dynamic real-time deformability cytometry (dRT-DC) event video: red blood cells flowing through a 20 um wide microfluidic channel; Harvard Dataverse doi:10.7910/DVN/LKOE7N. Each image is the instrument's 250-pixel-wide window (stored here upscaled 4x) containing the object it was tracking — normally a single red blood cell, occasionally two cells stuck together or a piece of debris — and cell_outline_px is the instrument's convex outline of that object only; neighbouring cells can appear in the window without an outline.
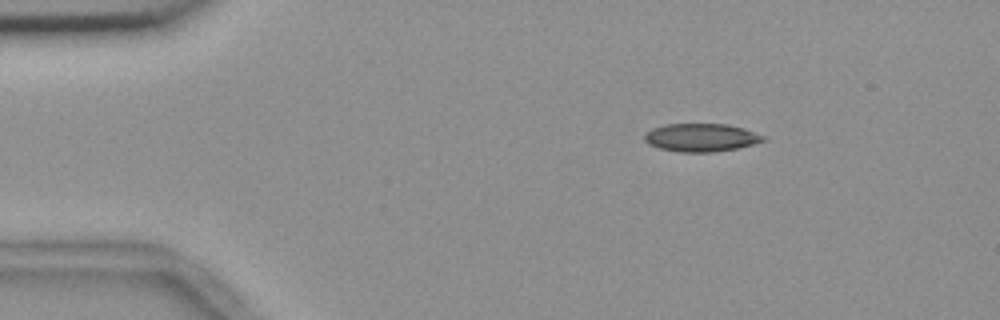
{"species": "common noctule bat (a hibernating species)", "species_latin": "Nyctalus noctula", "temperature_condition": "room temperature", "stored_images_in_passage": 47, "camera_frame_rate_fps": 3000, "um_per_image_px": 0.085, "animal": {"sex": "female", "body_mass_g": 18.4}, "frame": {"image": 1, "passage_image": 1, "time_ms": 0.0, "image_size_px": [1000, 320], "cell_outline_px": [[768, 140], [736, 148], [712, 152], [680, 152], [660, 148], [648, 144], [644, 140], [644, 132], [652, 128], [664, 124], [728, 124], [744, 128], [764, 136]], "centroid_in_image_um": [59.57, 11.68], "position_along_channel_um": 25.4, "area_um2": 19.48}}
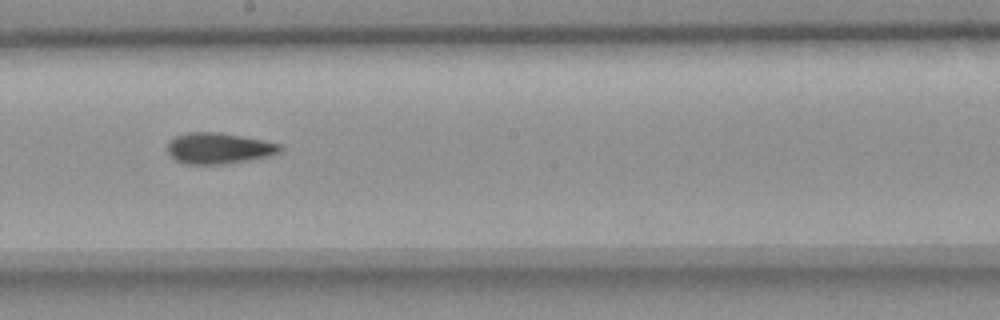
{"frame": {"image": 2, "passage_image": 23, "time_ms": 7.333, "image_size_px": [1000, 320], "cell_outline_px": [[280, 152], [268, 156], [248, 160], [224, 164], [184, 164], [176, 160], [168, 152], [168, 140], [176, 136], [188, 132], [220, 132], [264, 140], [280, 144]], "centroid_in_image_um": [18.57, 12.6], "position_along_channel_um": 229.6, "area_um2": 20.29}}
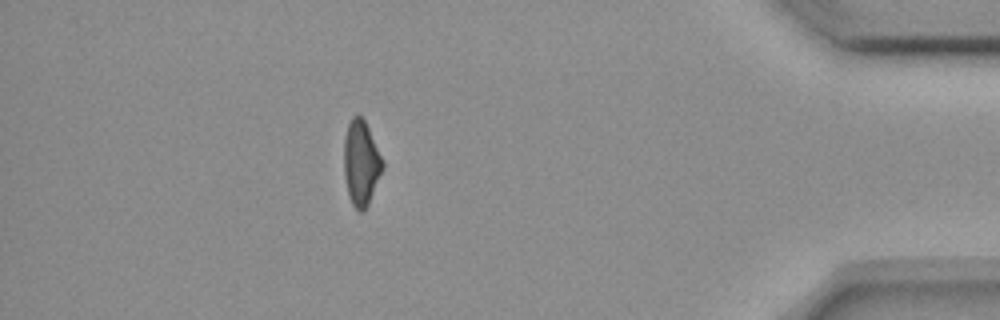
{"frame": {"image": 3, "passage_image": 41, "time_ms": 13.333, "image_size_px": [1000, 320], "cell_outline_px": [[384, 168], [368, 204], [360, 212], [352, 204], [348, 196], [344, 176], [344, 140], [348, 124], [352, 116], [360, 116], [364, 120], [384, 160]], "centroid_in_image_um": [30.69, 13.86], "position_along_channel_um": 404.5, "area_um2": 19.07}, "authors_computed_cell_mechanics": {"area_um2": 19.941, "velocity_mm_per_s": 3.6938, "shape_relaxation_time_tau1_ms": null, "shape_relaxation_time_tau2_ms": 5.3298, "deformation_change_tau1": null, "deformation_change_tau2": 0.1226}}